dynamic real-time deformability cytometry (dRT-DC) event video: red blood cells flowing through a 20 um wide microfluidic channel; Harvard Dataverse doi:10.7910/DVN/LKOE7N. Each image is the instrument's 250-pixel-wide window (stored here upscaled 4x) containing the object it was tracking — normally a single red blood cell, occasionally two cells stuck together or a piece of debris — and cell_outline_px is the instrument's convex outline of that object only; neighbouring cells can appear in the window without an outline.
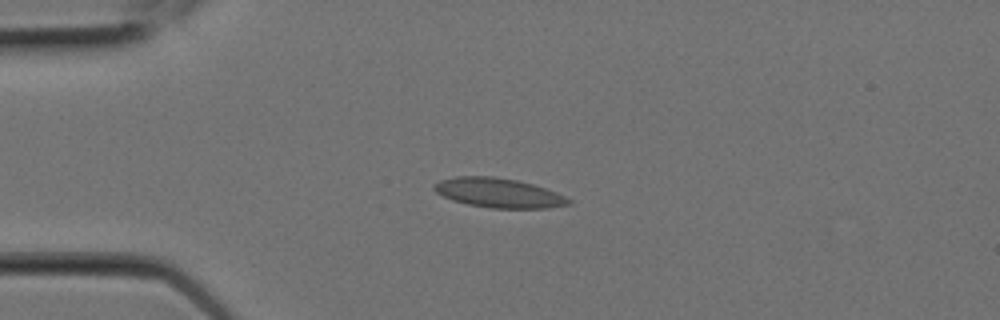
{"species": "Egyptian fruit bat (a non-hibernating species)", "species_latin": "Rousettus aegyptiacus", "temperature_condition": "room temperature", "stored_images_in_passage": 5, "camera_frame_rate_fps": 3000, "um_per_image_px": 0.085, "animal": {"sex": "female"}, "frame": {"image": 1, "passage_image": 4, "time_ms": 1.0, "image_size_px": [1000, 320], "cell_outline_px": [[572, 204], [548, 208], [488, 208], [468, 204], [452, 200], [436, 192], [432, 188], [432, 184], [440, 180], [456, 176], [492, 176], [516, 180], [532, 184], [556, 192], [572, 200]], "centroid_in_image_um": [42.36, 16.39], "position_along_channel_um": 42.6, "area_um2": 23.12}}